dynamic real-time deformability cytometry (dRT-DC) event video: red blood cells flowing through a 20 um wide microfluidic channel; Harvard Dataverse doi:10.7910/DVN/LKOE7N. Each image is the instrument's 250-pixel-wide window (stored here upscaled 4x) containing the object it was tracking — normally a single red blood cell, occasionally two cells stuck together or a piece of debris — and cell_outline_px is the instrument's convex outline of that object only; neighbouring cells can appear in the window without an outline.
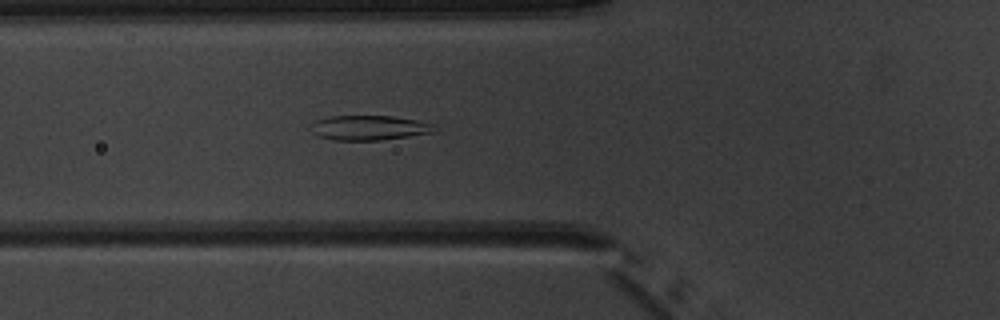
{"species": "common noctule bat (a hibernating species)", "species_latin": "Nyctalus noctula", "temperature_condition": "warm", "stored_images_in_passage": 5, "camera_frame_rate_fps": 3000, "um_per_image_px": 0.085, "animal": {"sex": "male", "body_mass_g": 20.1, "forearm_length_mm": 53.5}, "frame": {"image": 1, "passage_image": 5, "time_ms": 4.667, "image_size_px": [1000, 320], "cell_outline_px": [[432, 132], [408, 136], [380, 140], [332, 140], [320, 136], [312, 132], [312, 124], [316, 120], [328, 116], [392, 116], [416, 120], [432, 124]], "centroid_in_image_um": [31.31, 10.85], "position_along_channel_um": 94.5, "area_um2": 17.46}}